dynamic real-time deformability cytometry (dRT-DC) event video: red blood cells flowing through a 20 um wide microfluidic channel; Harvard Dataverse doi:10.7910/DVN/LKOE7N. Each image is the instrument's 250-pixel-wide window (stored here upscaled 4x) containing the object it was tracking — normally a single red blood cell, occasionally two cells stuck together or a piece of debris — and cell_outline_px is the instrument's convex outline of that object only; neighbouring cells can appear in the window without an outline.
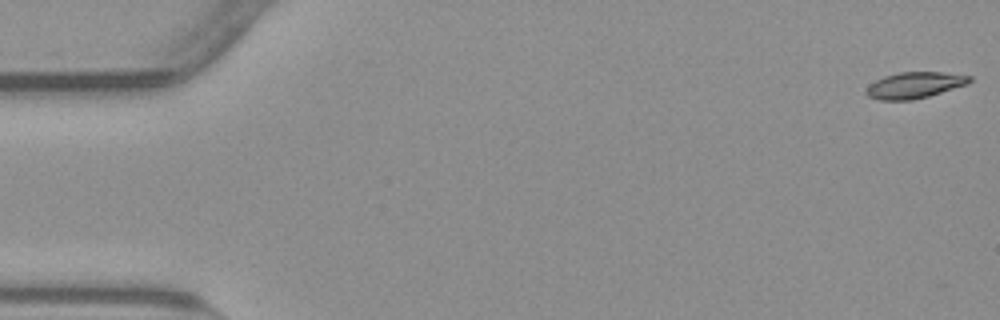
{"species": "common noctule bat (a hibernating species)", "species_latin": "Nyctalus noctula", "temperature_condition": "warm", "stored_images_in_passage": 55, "camera_frame_rate_fps": 3000, "um_per_image_px": 0.085, "animal": {"sex": "male", "body_mass_g": 23.1, "forearm_length_mm": 52.7}, "frame": {"image": 1, "passage_image": 1, "time_ms": 0.0, "image_size_px": [1000, 320], "cell_outline_px": [[972, 80], [968, 84], [928, 96], [912, 100], [880, 100], [868, 96], [864, 92], [868, 84], [884, 76], [900, 72], [940, 72], [972, 76]], "centroid_in_image_um": [77.71, 7.24], "position_along_channel_um": 7.3, "area_um2": 15.78}}
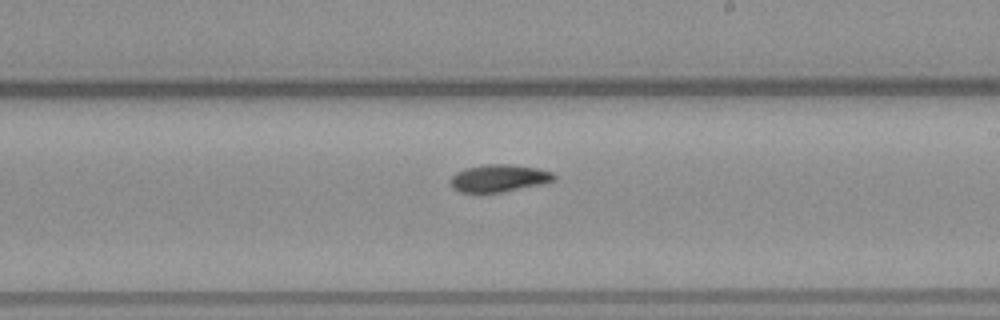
{"frame": {"image": 2, "passage_image": 32, "time_ms": 10.333, "image_size_px": [1000, 320], "cell_outline_px": [[556, 180], [540, 184], [500, 192], [460, 192], [452, 188], [452, 176], [456, 172], [468, 168], [484, 164], [512, 164], [536, 168], [552, 172], [556, 176]], "centroid_in_image_um": [42.42, 15.13], "position_along_channel_um": 246.6, "area_um2": 16.24}}
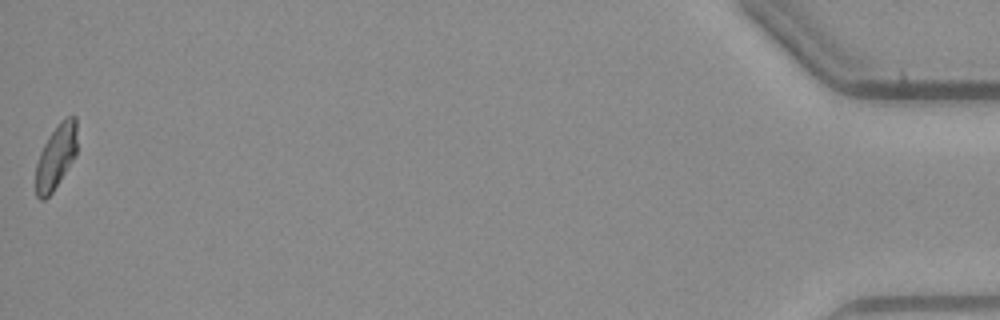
{"frame": {"image": 3, "passage_image": 55, "time_ms": 18.0, "image_size_px": [1000, 320], "cell_outline_px": [[76, 156], [52, 192], [44, 200], [40, 200], [36, 196], [36, 164], [40, 152], [44, 144], [60, 120], [68, 116], [76, 116]], "centroid_in_image_um": [4.76, 13.33], "position_along_channel_um": 430.4, "area_um2": 15.37}, "authors_computed_cell_mechanics": {"area_um2": 16.184, "velocity_mm_per_s": 3.7798, "shape_relaxation_time_tau1_ms": 5.1407, "shape_relaxation_time_tau2_ms": null, "deformation_change_tau1": 0.1533, "deformation_change_tau2": null}}